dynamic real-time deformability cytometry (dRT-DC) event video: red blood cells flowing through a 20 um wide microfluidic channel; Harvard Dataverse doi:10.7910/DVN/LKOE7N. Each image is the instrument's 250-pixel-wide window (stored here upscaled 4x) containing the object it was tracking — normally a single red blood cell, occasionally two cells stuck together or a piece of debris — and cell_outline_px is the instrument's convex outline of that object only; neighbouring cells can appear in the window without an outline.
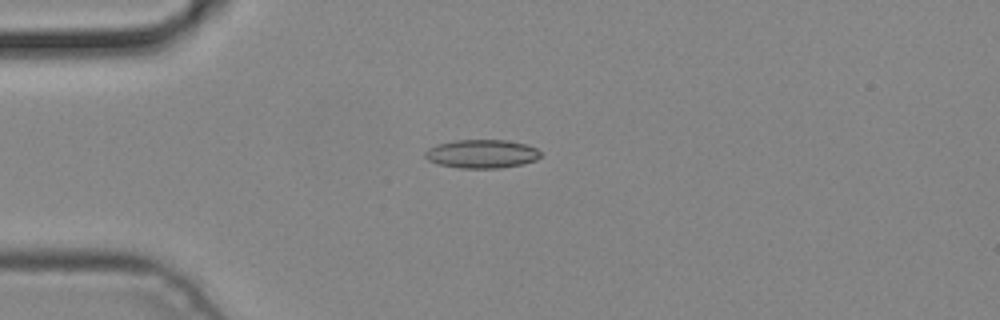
{"species": "common noctule bat (a hibernating species)", "species_latin": "Nyctalus noctula", "temperature_condition": "cold", "stored_images_in_passage": 1, "camera_frame_rate_fps": 3000, "um_per_image_px": 0.085, "animal": {"sex": "male", "body_mass_g": 19.2, "forearm_length_mm": 51.8}, "frame": {"image": 1, "passage_image": 1, "time_ms": 0.0, "image_size_px": [1000, 320], "cell_outline_px": [[540, 156], [536, 160], [524, 164], [500, 168], [460, 168], [436, 164], [428, 160], [424, 156], [424, 152], [428, 148], [436, 144], [456, 140], [508, 140], [524, 144], [536, 148], [540, 152]], "centroid_in_image_um": [40.92, 13.08], "position_along_channel_um": 44.1, "area_um2": 19.36}}